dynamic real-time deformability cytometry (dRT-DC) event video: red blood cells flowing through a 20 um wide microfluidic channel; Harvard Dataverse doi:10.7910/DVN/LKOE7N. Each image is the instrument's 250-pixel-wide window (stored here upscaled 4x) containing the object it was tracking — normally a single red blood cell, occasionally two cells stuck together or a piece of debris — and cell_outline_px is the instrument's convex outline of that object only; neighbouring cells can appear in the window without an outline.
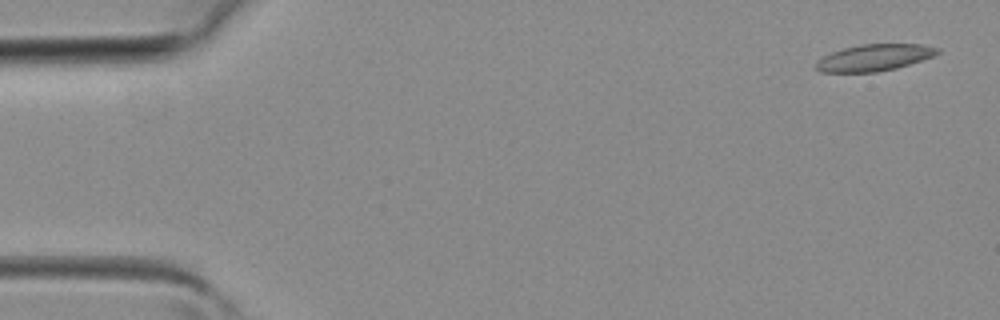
{"species": "common noctule bat (a hibernating species)", "species_latin": "Nyctalus noctula", "temperature_condition": "room temperature", "stored_images_in_passage": 2, "camera_frame_rate_fps": 3000, "um_per_image_px": 0.085, "animal": {"sex": "female", "body_mass_g": 19.3, "forearm_length_mm": 54.1}, "frame": {"image": 1, "passage_image": 2, "time_ms": 0.333, "image_size_px": [1000, 320], "cell_outline_px": [[940, 52], [932, 56], [896, 68], [876, 72], [820, 72], [816, 68], [816, 60], [832, 52], [844, 48], [860, 44], [920, 44], [940, 48]], "centroid_in_image_um": [74.29, 4.89], "position_along_channel_um": 10.7, "area_um2": 18.67}}